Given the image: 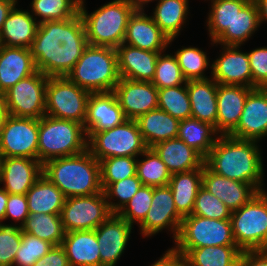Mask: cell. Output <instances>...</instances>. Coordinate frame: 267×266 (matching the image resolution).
I'll use <instances>...</instances> for the list:
<instances>
[{
  "instance_id": "6da1fadb",
  "label": "cell",
  "mask_w": 267,
  "mask_h": 266,
  "mask_svg": "<svg viewBox=\"0 0 267 266\" xmlns=\"http://www.w3.org/2000/svg\"><path fill=\"white\" fill-rule=\"evenodd\" d=\"M88 45L78 13L67 20L40 23L29 49L38 71L48 77H61L73 69Z\"/></svg>"
},
{
  "instance_id": "7a4b0ae2",
  "label": "cell",
  "mask_w": 267,
  "mask_h": 266,
  "mask_svg": "<svg viewBox=\"0 0 267 266\" xmlns=\"http://www.w3.org/2000/svg\"><path fill=\"white\" fill-rule=\"evenodd\" d=\"M205 165L217 175L249 183L259 192L265 191L262 188L264 164L258 141L218 135L214 147L205 158Z\"/></svg>"
},
{
  "instance_id": "3957f363",
  "label": "cell",
  "mask_w": 267,
  "mask_h": 266,
  "mask_svg": "<svg viewBox=\"0 0 267 266\" xmlns=\"http://www.w3.org/2000/svg\"><path fill=\"white\" fill-rule=\"evenodd\" d=\"M43 174L62 191L65 198L103 192L100 162L88 149L47 161L43 164Z\"/></svg>"
},
{
  "instance_id": "277c9868",
  "label": "cell",
  "mask_w": 267,
  "mask_h": 266,
  "mask_svg": "<svg viewBox=\"0 0 267 266\" xmlns=\"http://www.w3.org/2000/svg\"><path fill=\"white\" fill-rule=\"evenodd\" d=\"M85 0L80 1L81 15L89 45L117 48L124 41L130 16L136 10L129 0H113L89 14Z\"/></svg>"
},
{
  "instance_id": "5b68a950",
  "label": "cell",
  "mask_w": 267,
  "mask_h": 266,
  "mask_svg": "<svg viewBox=\"0 0 267 266\" xmlns=\"http://www.w3.org/2000/svg\"><path fill=\"white\" fill-rule=\"evenodd\" d=\"M66 77L90 93L113 92L120 80L116 48L88 45Z\"/></svg>"
},
{
  "instance_id": "8992f818",
  "label": "cell",
  "mask_w": 267,
  "mask_h": 266,
  "mask_svg": "<svg viewBox=\"0 0 267 266\" xmlns=\"http://www.w3.org/2000/svg\"><path fill=\"white\" fill-rule=\"evenodd\" d=\"M84 125L73 120L44 115L39 119L38 160L47 161L72 156L87 150Z\"/></svg>"
},
{
  "instance_id": "52a82bcc",
  "label": "cell",
  "mask_w": 267,
  "mask_h": 266,
  "mask_svg": "<svg viewBox=\"0 0 267 266\" xmlns=\"http://www.w3.org/2000/svg\"><path fill=\"white\" fill-rule=\"evenodd\" d=\"M232 234L242 251L267 250V192L231 212Z\"/></svg>"
},
{
  "instance_id": "ba28073f",
  "label": "cell",
  "mask_w": 267,
  "mask_h": 266,
  "mask_svg": "<svg viewBox=\"0 0 267 266\" xmlns=\"http://www.w3.org/2000/svg\"><path fill=\"white\" fill-rule=\"evenodd\" d=\"M86 133L87 149L99 162L108 157H138L148 148L133 119L111 129Z\"/></svg>"
},
{
  "instance_id": "9c48e42d",
  "label": "cell",
  "mask_w": 267,
  "mask_h": 266,
  "mask_svg": "<svg viewBox=\"0 0 267 266\" xmlns=\"http://www.w3.org/2000/svg\"><path fill=\"white\" fill-rule=\"evenodd\" d=\"M174 249L184 256L190 249L205 246H237L230 219L217 220L198 215L183 217Z\"/></svg>"
},
{
  "instance_id": "30bf717a",
  "label": "cell",
  "mask_w": 267,
  "mask_h": 266,
  "mask_svg": "<svg viewBox=\"0 0 267 266\" xmlns=\"http://www.w3.org/2000/svg\"><path fill=\"white\" fill-rule=\"evenodd\" d=\"M91 93L71 82L66 76L48 77L45 115L85 123L87 102Z\"/></svg>"
},
{
  "instance_id": "8fae6325",
  "label": "cell",
  "mask_w": 267,
  "mask_h": 266,
  "mask_svg": "<svg viewBox=\"0 0 267 266\" xmlns=\"http://www.w3.org/2000/svg\"><path fill=\"white\" fill-rule=\"evenodd\" d=\"M112 214L104 192L65 198L61 221L65 232L95 230Z\"/></svg>"
},
{
  "instance_id": "7c38bea8",
  "label": "cell",
  "mask_w": 267,
  "mask_h": 266,
  "mask_svg": "<svg viewBox=\"0 0 267 266\" xmlns=\"http://www.w3.org/2000/svg\"><path fill=\"white\" fill-rule=\"evenodd\" d=\"M48 76L37 71L5 91L8 114L40 119L45 115Z\"/></svg>"
},
{
  "instance_id": "4fadbf2b",
  "label": "cell",
  "mask_w": 267,
  "mask_h": 266,
  "mask_svg": "<svg viewBox=\"0 0 267 266\" xmlns=\"http://www.w3.org/2000/svg\"><path fill=\"white\" fill-rule=\"evenodd\" d=\"M39 119L8 115L0 136L2 157L38 159Z\"/></svg>"
},
{
  "instance_id": "5bb4252c",
  "label": "cell",
  "mask_w": 267,
  "mask_h": 266,
  "mask_svg": "<svg viewBox=\"0 0 267 266\" xmlns=\"http://www.w3.org/2000/svg\"><path fill=\"white\" fill-rule=\"evenodd\" d=\"M183 217L177 212L169 185L153 187L152 203L145 219L139 224L144 237L168 229L175 240Z\"/></svg>"
},
{
  "instance_id": "9a60e30c",
  "label": "cell",
  "mask_w": 267,
  "mask_h": 266,
  "mask_svg": "<svg viewBox=\"0 0 267 266\" xmlns=\"http://www.w3.org/2000/svg\"><path fill=\"white\" fill-rule=\"evenodd\" d=\"M113 93L127 119L158 109V89L152 82L120 78Z\"/></svg>"
},
{
  "instance_id": "2e32d148",
  "label": "cell",
  "mask_w": 267,
  "mask_h": 266,
  "mask_svg": "<svg viewBox=\"0 0 267 266\" xmlns=\"http://www.w3.org/2000/svg\"><path fill=\"white\" fill-rule=\"evenodd\" d=\"M222 46L221 55L211 65V78L218 84L241 85L255 89L248 52L239 50L241 46Z\"/></svg>"
},
{
  "instance_id": "e0dca14e",
  "label": "cell",
  "mask_w": 267,
  "mask_h": 266,
  "mask_svg": "<svg viewBox=\"0 0 267 266\" xmlns=\"http://www.w3.org/2000/svg\"><path fill=\"white\" fill-rule=\"evenodd\" d=\"M228 135L258 142L267 137V88L248 94L239 122Z\"/></svg>"
},
{
  "instance_id": "ac0fdd59",
  "label": "cell",
  "mask_w": 267,
  "mask_h": 266,
  "mask_svg": "<svg viewBox=\"0 0 267 266\" xmlns=\"http://www.w3.org/2000/svg\"><path fill=\"white\" fill-rule=\"evenodd\" d=\"M133 225L117 213H112L96 229L101 266H115L128 245Z\"/></svg>"
},
{
  "instance_id": "d6986e66",
  "label": "cell",
  "mask_w": 267,
  "mask_h": 266,
  "mask_svg": "<svg viewBox=\"0 0 267 266\" xmlns=\"http://www.w3.org/2000/svg\"><path fill=\"white\" fill-rule=\"evenodd\" d=\"M43 174V164L38 159L2 157L0 183L8 194L26 195Z\"/></svg>"
},
{
  "instance_id": "ffe728a7",
  "label": "cell",
  "mask_w": 267,
  "mask_h": 266,
  "mask_svg": "<svg viewBox=\"0 0 267 266\" xmlns=\"http://www.w3.org/2000/svg\"><path fill=\"white\" fill-rule=\"evenodd\" d=\"M144 10H135L130 16L123 43L142 50L165 52L170 39L160 30Z\"/></svg>"
},
{
  "instance_id": "44dd1931",
  "label": "cell",
  "mask_w": 267,
  "mask_h": 266,
  "mask_svg": "<svg viewBox=\"0 0 267 266\" xmlns=\"http://www.w3.org/2000/svg\"><path fill=\"white\" fill-rule=\"evenodd\" d=\"M202 187L220 199L233 212L248 203L259 191L251 184L231 180L203 165Z\"/></svg>"
},
{
  "instance_id": "7402d4cb",
  "label": "cell",
  "mask_w": 267,
  "mask_h": 266,
  "mask_svg": "<svg viewBox=\"0 0 267 266\" xmlns=\"http://www.w3.org/2000/svg\"><path fill=\"white\" fill-rule=\"evenodd\" d=\"M127 118L113 92L91 93L87 102L86 132H98L122 124Z\"/></svg>"
},
{
  "instance_id": "603a6c76",
  "label": "cell",
  "mask_w": 267,
  "mask_h": 266,
  "mask_svg": "<svg viewBox=\"0 0 267 266\" xmlns=\"http://www.w3.org/2000/svg\"><path fill=\"white\" fill-rule=\"evenodd\" d=\"M254 88L241 85H217L216 131L228 135L238 124L248 94Z\"/></svg>"
},
{
  "instance_id": "cb8c5ba5",
  "label": "cell",
  "mask_w": 267,
  "mask_h": 266,
  "mask_svg": "<svg viewBox=\"0 0 267 266\" xmlns=\"http://www.w3.org/2000/svg\"><path fill=\"white\" fill-rule=\"evenodd\" d=\"M120 78L152 82L161 52L142 50L122 43L116 48Z\"/></svg>"
},
{
  "instance_id": "d4e9b609",
  "label": "cell",
  "mask_w": 267,
  "mask_h": 266,
  "mask_svg": "<svg viewBox=\"0 0 267 266\" xmlns=\"http://www.w3.org/2000/svg\"><path fill=\"white\" fill-rule=\"evenodd\" d=\"M37 71L29 48L0 45V91L5 92Z\"/></svg>"
},
{
  "instance_id": "484cf974",
  "label": "cell",
  "mask_w": 267,
  "mask_h": 266,
  "mask_svg": "<svg viewBox=\"0 0 267 266\" xmlns=\"http://www.w3.org/2000/svg\"><path fill=\"white\" fill-rule=\"evenodd\" d=\"M61 246L70 266H101L95 230L66 232Z\"/></svg>"
},
{
  "instance_id": "4316f807",
  "label": "cell",
  "mask_w": 267,
  "mask_h": 266,
  "mask_svg": "<svg viewBox=\"0 0 267 266\" xmlns=\"http://www.w3.org/2000/svg\"><path fill=\"white\" fill-rule=\"evenodd\" d=\"M152 148L171 174L198 169L205 164V158L198 151L178 138L157 143Z\"/></svg>"
},
{
  "instance_id": "83f0119b",
  "label": "cell",
  "mask_w": 267,
  "mask_h": 266,
  "mask_svg": "<svg viewBox=\"0 0 267 266\" xmlns=\"http://www.w3.org/2000/svg\"><path fill=\"white\" fill-rule=\"evenodd\" d=\"M38 25L30 11L17 9L15 5L3 23L0 45L29 48L34 41Z\"/></svg>"
},
{
  "instance_id": "f1b7e54d",
  "label": "cell",
  "mask_w": 267,
  "mask_h": 266,
  "mask_svg": "<svg viewBox=\"0 0 267 266\" xmlns=\"http://www.w3.org/2000/svg\"><path fill=\"white\" fill-rule=\"evenodd\" d=\"M217 85L218 83L213 78L187 81L191 117L209 123L215 129L217 120Z\"/></svg>"
},
{
  "instance_id": "f546056e",
  "label": "cell",
  "mask_w": 267,
  "mask_h": 266,
  "mask_svg": "<svg viewBox=\"0 0 267 266\" xmlns=\"http://www.w3.org/2000/svg\"><path fill=\"white\" fill-rule=\"evenodd\" d=\"M136 122L148 148L178 136L180 120L159 108L140 115Z\"/></svg>"
},
{
  "instance_id": "4dcf8cb0",
  "label": "cell",
  "mask_w": 267,
  "mask_h": 266,
  "mask_svg": "<svg viewBox=\"0 0 267 266\" xmlns=\"http://www.w3.org/2000/svg\"><path fill=\"white\" fill-rule=\"evenodd\" d=\"M203 166L187 172L172 174L168 183L177 212L182 216L192 214L195 199L202 187Z\"/></svg>"
},
{
  "instance_id": "1f68e13d",
  "label": "cell",
  "mask_w": 267,
  "mask_h": 266,
  "mask_svg": "<svg viewBox=\"0 0 267 266\" xmlns=\"http://www.w3.org/2000/svg\"><path fill=\"white\" fill-rule=\"evenodd\" d=\"M29 213L61 214L65 196L44 174L26 193Z\"/></svg>"
},
{
  "instance_id": "d6a6232c",
  "label": "cell",
  "mask_w": 267,
  "mask_h": 266,
  "mask_svg": "<svg viewBox=\"0 0 267 266\" xmlns=\"http://www.w3.org/2000/svg\"><path fill=\"white\" fill-rule=\"evenodd\" d=\"M189 0H158L153 11V21L170 39V43L178 37L182 25L186 24L189 14ZM177 36V37H176Z\"/></svg>"
},
{
  "instance_id": "836d02e7",
  "label": "cell",
  "mask_w": 267,
  "mask_h": 266,
  "mask_svg": "<svg viewBox=\"0 0 267 266\" xmlns=\"http://www.w3.org/2000/svg\"><path fill=\"white\" fill-rule=\"evenodd\" d=\"M259 24L258 7L250 0L239 13H236L232 26L214 42V44L241 46L255 33Z\"/></svg>"
},
{
  "instance_id": "e575fe53",
  "label": "cell",
  "mask_w": 267,
  "mask_h": 266,
  "mask_svg": "<svg viewBox=\"0 0 267 266\" xmlns=\"http://www.w3.org/2000/svg\"><path fill=\"white\" fill-rule=\"evenodd\" d=\"M218 134L213 125L189 117L180 120L177 138L183 140L206 158L214 147Z\"/></svg>"
},
{
  "instance_id": "d590c367",
  "label": "cell",
  "mask_w": 267,
  "mask_h": 266,
  "mask_svg": "<svg viewBox=\"0 0 267 266\" xmlns=\"http://www.w3.org/2000/svg\"><path fill=\"white\" fill-rule=\"evenodd\" d=\"M242 250L238 246H205L190 249L184 266H237Z\"/></svg>"
},
{
  "instance_id": "8d00e7d4",
  "label": "cell",
  "mask_w": 267,
  "mask_h": 266,
  "mask_svg": "<svg viewBox=\"0 0 267 266\" xmlns=\"http://www.w3.org/2000/svg\"><path fill=\"white\" fill-rule=\"evenodd\" d=\"M21 228L23 233L46 240L54 246L61 245L66 233L58 214L30 213Z\"/></svg>"
},
{
  "instance_id": "74e56055",
  "label": "cell",
  "mask_w": 267,
  "mask_h": 266,
  "mask_svg": "<svg viewBox=\"0 0 267 266\" xmlns=\"http://www.w3.org/2000/svg\"><path fill=\"white\" fill-rule=\"evenodd\" d=\"M250 0H211V10L206 20V25L209 31V37L214 42L232 26V21L236 13H239L242 8Z\"/></svg>"
},
{
  "instance_id": "f35d334b",
  "label": "cell",
  "mask_w": 267,
  "mask_h": 266,
  "mask_svg": "<svg viewBox=\"0 0 267 266\" xmlns=\"http://www.w3.org/2000/svg\"><path fill=\"white\" fill-rule=\"evenodd\" d=\"M142 160L137 158L136 175L144 186H166L172 174L153 148H147L142 154Z\"/></svg>"
},
{
  "instance_id": "ab89813d",
  "label": "cell",
  "mask_w": 267,
  "mask_h": 266,
  "mask_svg": "<svg viewBox=\"0 0 267 266\" xmlns=\"http://www.w3.org/2000/svg\"><path fill=\"white\" fill-rule=\"evenodd\" d=\"M81 0H32L31 15L38 23L45 21L67 20L79 13ZM36 16V17H35ZM42 18V19H41Z\"/></svg>"
},
{
  "instance_id": "60d3db41",
  "label": "cell",
  "mask_w": 267,
  "mask_h": 266,
  "mask_svg": "<svg viewBox=\"0 0 267 266\" xmlns=\"http://www.w3.org/2000/svg\"><path fill=\"white\" fill-rule=\"evenodd\" d=\"M158 108L179 120L191 117L187 83L158 89Z\"/></svg>"
},
{
  "instance_id": "b9f144b4",
  "label": "cell",
  "mask_w": 267,
  "mask_h": 266,
  "mask_svg": "<svg viewBox=\"0 0 267 266\" xmlns=\"http://www.w3.org/2000/svg\"><path fill=\"white\" fill-rule=\"evenodd\" d=\"M174 55L187 81L209 79L204 73L211 65L207 53L202 49L193 46L182 47Z\"/></svg>"
},
{
  "instance_id": "7bdbcfd3",
  "label": "cell",
  "mask_w": 267,
  "mask_h": 266,
  "mask_svg": "<svg viewBox=\"0 0 267 266\" xmlns=\"http://www.w3.org/2000/svg\"><path fill=\"white\" fill-rule=\"evenodd\" d=\"M137 157H108L100 161L101 187L136 175Z\"/></svg>"
},
{
  "instance_id": "ee69618b",
  "label": "cell",
  "mask_w": 267,
  "mask_h": 266,
  "mask_svg": "<svg viewBox=\"0 0 267 266\" xmlns=\"http://www.w3.org/2000/svg\"><path fill=\"white\" fill-rule=\"evenodd\" d=\"M159 53L152 83L157 89L180 86L187 83L175 55Z\"/></svg>"
},
{
  "instance_id": "f6af8a7d",
  "label": "cell",
  "mask_w": 267,
  "mask_h": 266,
  "mask_svg": "<svg viewBox=\"0 0 267 266\" xmlns=\"http://www.w3.org/2000/svg\"><path fill=\"white\" fill-rule=\"evenodd\" d=\"M141 186L142 183L137 175L109 184L103 192L111 212L118 213L136 194ZM114 198H117V203H113V201H115ZM111 200L113 201L111 202Z\"/></svg>"
},
{
  "instance_id": "bcb514c9",
  "label": "cell",
  "mask_w": 267,
  "mask_h": 266,
  "mask_svg": "<svg viewBox=\"0 0 267 266\" xmlns=\"http://www.w3.org/2000/svg\"><path fill=\"white\" fill-rule=\"evenodd\" d=\"M54 245L46 240L22 232L21 245L17 250L13 266H32L46 255Z\"/></svg>"
},
{
  "instance_id": "7dc6e473",
  "label": "cell",
  "mask_w": 267,
  "mask_h": 266,
  "mask_svg": "<svg viewBox=\"0 0 267 266\" xmlns=\"http://www.w3.org/2000/svg\"><path fill=\"white\" fill-rule=\"evenodd\" d=\"M153 187L142 185L136 194L117 213L129 224H140L146 217L152 203Z\"/></svg>"
},
{
  "instance_id": "c3c4849f",
  "label": "cell",
  "mask_w": 267,
  "mask_h": 266,
  "mask_svg": "<svg viewBox=\"0 0 267 266\" xmlns=\"http://www.w3.org/2000/svg\"><path fill=\"white\" fill-rule=\"evenodd\" d=\"M192 215L224 220L230 219L231 211L220 199L201 187L195 199Z\"/></svg>"
},
{
  "instance_id": "681fc988",
  "label": "cell",
  "mask_w": 267,
  "mask_h": 266,
  "mask_svg": "<svg viewBox=\"0 0 267 266\" xmlns=\"http://www.w3.org/2000/svg\"><path fill=\"white\" fill-rule=\"evenodd\" d=\"M22 228L0 222V266H13L21 245Z\"/></svg>"
},
{
  "instance_id": "f907efd6",
  "label": "cell",
  "mask_w": 267,
  "mask_h": 266,
  "mask_svg": "<svg viewBox=\"0 0 267 266\" xmlns=\"http://www.w3.org/2000/svg\"><path fill=\"white\" fill-rule=\"evenodd\" d=\"M252 84L256 88H267V47H259L248 52Z\"/></svg>"
},
{
  "instance_id": "816d5d0a",
  "label": "cell",
  "mask_w": 267,
  "mask_h": 266,
  "mask_svg": "<svg viewBox=\"0 0 267 266\" xmlns=\"http://www.w3.org/2000/svg\"><path fill=\"white\" fill-rule=\"evenodd\" d=\"M29 214L26 195L8 194L4 220L14 219L15 222H20L19 226L22 227Z\"/></svg>"
},
{
  "instance_id": "f5cc1de1",
  "label": "cell",
  "mask_w": 267,
  "mask_h": 266,
  "mask_svg": "<svg viewBox=\"0 0 267 266\" xmlns=\"http://www.w3.org/2000/svg\"><path fill=\"white\" fill-rule=\"evenodd\" d=\"M32 266H70L68 257L61 245L53 246L51 250L39 258Z\"/></svg>"
},
{
  "instance_id": "db71d44e",
  "label": "cell",
  "mask_w": 267,
  "mask_h": 266,
  "mask_svg": "<svg viewBox=\"0 0 267 266\" xmlns=\"http://www.w3.org/2000/svg\"><path fill=\"white\" fill-rule=\"evenodd\" d=\"M237 266H267V250L242 251Z\"/></svg>"
},
{
  "instance_id": "11a10c76",
  "label": "cell",
  "mask_w": 267,
  "mask_h": 266,
  "mask_svg": "<svg viewBox=\"0 0 267 266\" xmlns=\"http://www.w3.org/2000/svg\"><path fill=\"white\" fill-rule=\"evenodd\" d=\"M150 266H184V260L183 256L172 247Z\"/></svg>"
},
{
  "instance_id": "9f6ffc18",
  "label": "cell",
  "mask_w": 267,
  "mask_h": 266,
  "mask_svg": "<svg viewBox=\"0 0 267 266\" xmlns=\"http://www.w3.org/2000/svg\"><path fill=\"white\" fill-rule=\"evenodd\" d=\"M17 3V0H0V32L9 12Z\"/></svg>"
},
{
  "instance_id": "6f0895ef",
  "label": "cell",
  "mask_w": 267,
  "mask_h": 266,
  "mask_svg": "<svg viewBox=\"0 0 267 266\" xmlns=\"http://www.w3.org/2000/svg\"><path fill=\"white\" fill-rule=\"evenodd\" d=\"M258 7L259 24L267 21V0H254Z\"/></svg>"
},
{
  "instance_id": "680465c9",
  "label": "cell",
  "mask_w": 267,
  "mask_h": 266,
  "mask_svg": "<svg viewBox=\"0 0 267 266\" xmlns=\"http://www.w3.org/2000/svg\"><path fill=\"white\" fill-rule=\"evenodd\" d=\"M7 200H8V193L3 189V187H1L0 188V222H3L5 218Z\"/></svg>"
},
{
  "instance_id": "91938a15",
  "label": "cell",
  "mask_w": 267,
  "mask_h": 266,
  "mask_svg": "<svg viewBox=\"0 0 267 266\" xmlns=\"http://www.w3.org/2000/svg\"><path fill=\"white\" fill-rule=\"evenodd\" d=\"M5 92L0 91V116H8Z\"/></svg>"
},
{
  "instance_id": "94428289",
  "label": "cell",
  "mask_w": 267,
  "mask_h": 266,
  "mask_svg": "<svg viewBox=\"0 0 267 266\" xmlns=\"http://www.w3.org/2000/svg\"><path fill=\"white\" fill-rule=\"evenodd\" d=\"M129 1L133 4L136 10H144L145 9L144 6H146L149 2H152L154 0H129Z\"/></svg>"
},
{
  "instance_id": "6125c7cd",
  "label": "cell",
  "mask_w": 267,
  "mask_h": 266,
  "mask_svg": "<svg viewBox=\"0 0 267 266\" xmlns=\"http://www.w3.org/2000/svg\"><path fill=\"white\" fill-rule=\"evenodd\" d=\"M6 118H7V116H0V136H1V133L3 130V126H4Z\"/></svg>"
},
{
  "instance_id": "be15d7a7",
  "label": "cell",
  "mask_w": 267,
  "mask_h": 266,
  "mask_svg": "<svg viewBox=\"0 0 267 266\" xmlns=\"http://www.w3.org/2000/svg\"><path fill=\"white\" fill-rule=\"evenodd\" d=\"M1 162H2V156H1V153H0V169H1Z\"/></svg>"
}]
</instances>
